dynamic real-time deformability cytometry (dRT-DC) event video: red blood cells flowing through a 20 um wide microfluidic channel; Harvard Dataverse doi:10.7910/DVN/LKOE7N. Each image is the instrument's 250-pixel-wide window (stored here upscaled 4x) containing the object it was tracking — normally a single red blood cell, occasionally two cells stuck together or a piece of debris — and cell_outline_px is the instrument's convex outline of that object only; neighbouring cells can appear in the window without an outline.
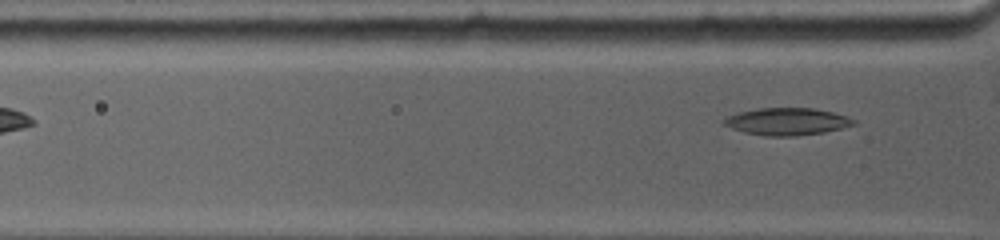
{"species": "common noctule bat (a hibernating species)", "species_latin": "Nyctalus noctula", "temperature_condition": "warm", "stored_images_in_passage": 6, "segment_of_instrument_passage": [2, 2], "camera_frame_rate_fps": 4500, "um_per_image_px": 0.085, "animal": {"sex": "female", "body_mass_g": 19.0, "forearm_length_mm": 53.3}, "frame": {"image": 1, "passage_image": 6, "time_ms": 4.222, "image_size_px": [1000, 240], "cell_outline_px": [[856, 124], [824, 132], [796, 136], [764, 136], [744, 132], [720, 124], [720, 120], [728, 116], [740, 112], [756, 108], [816, 108], [848, 116], [856, 120]], "centroid_in_image_um": [66.87, 10.33], "position_along_channel_um": 58.9, "area_um2": 20.75}}